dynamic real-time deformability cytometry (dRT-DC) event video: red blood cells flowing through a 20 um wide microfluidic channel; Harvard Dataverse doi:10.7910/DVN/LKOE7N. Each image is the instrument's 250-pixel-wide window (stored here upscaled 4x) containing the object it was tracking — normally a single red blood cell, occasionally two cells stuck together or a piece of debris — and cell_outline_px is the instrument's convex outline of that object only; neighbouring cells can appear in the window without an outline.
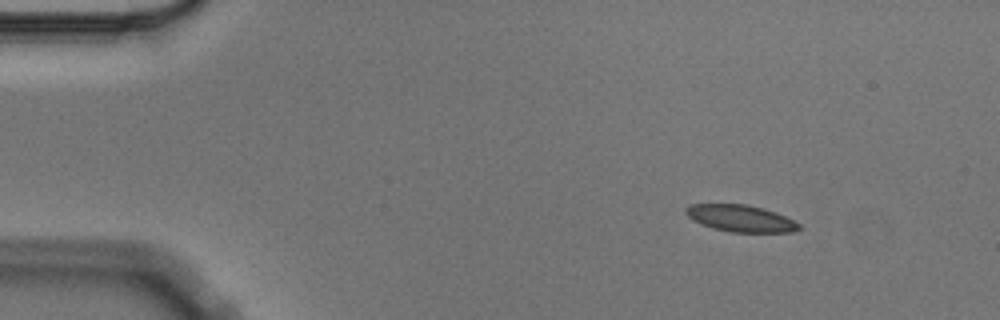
{"species": "Egyptian fruit bat (a non-hibernating species)", "species_latin": "Rousettus aegyptiacus", "temperature_condition": "cold", "stored_images_in_passage": 8, "camera_frame_rate_fps": 3000, "um_per_image_px": 0.085, "animal": {"sex": "male"}, "frame": {"image": 1, "passage_image": 1, "time_ms": 0.0, "image_size_px": [1000, 320], "cell_outline_px": [[800, 228], [792, 232], [732, 232], [712, 228], [700, 224], [692, 220], [684, 212], [684, 208], [688, 204], [744, 204], [764, 208], [776, 212], [800, 224]], "centroid_in_image_um": [62.9, 18.55], "position_along_channel_um": 22.1, "area_um2": 17.74}}
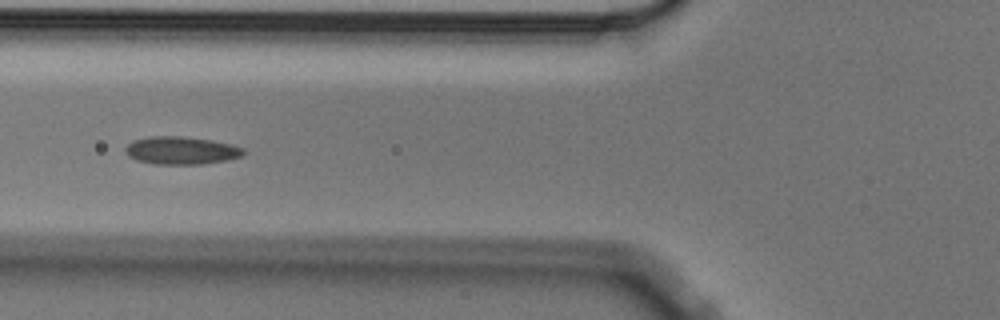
{"frame": {"image": 2, "passage_image": 5, "time_ms": 1.333, "image_size_px": [1000, 320], "cell_outline_px": [[244, 152], [240, 156], [228, 160], [204, 164], [156, 164], [136, 160], [128, 156], [124, 152], [124, 148], [132, 140], [148, 136], [180, 136], [212, 140], [232, 144], [244, 148]], "centroid_in_image_um": [15.37, 12.78], "position_along_channel_um": 110.4, "area_um2": 19.31}}
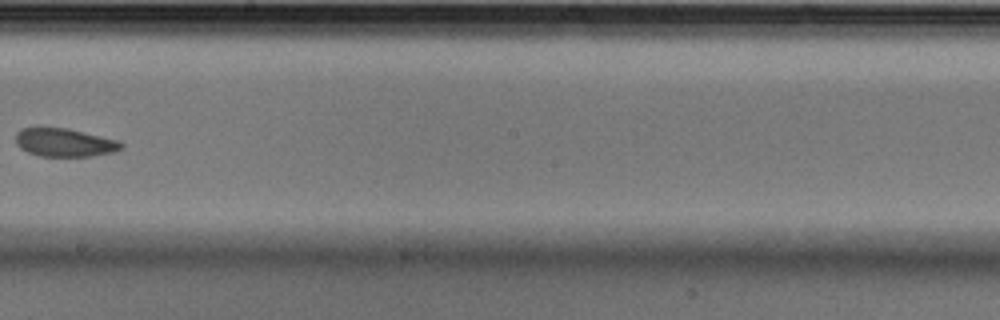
{"frame": {"image": 3, "passage_image": 8, "time_ms": 2.333, "image_size_px": [1000, 320], "cell_outline_px": [[124, 148], [116, 152], [92, 156], [40, 156], [28, 152], [20, 148], [16, 144], [16, 132], [20, 128], [36, 124], [68, 128], [120, 140], [124, 144]], "centroid_in_image_um": [5.47, 12.06], "position_along_channel_um": 242.7, "area_um2": 18.32}}